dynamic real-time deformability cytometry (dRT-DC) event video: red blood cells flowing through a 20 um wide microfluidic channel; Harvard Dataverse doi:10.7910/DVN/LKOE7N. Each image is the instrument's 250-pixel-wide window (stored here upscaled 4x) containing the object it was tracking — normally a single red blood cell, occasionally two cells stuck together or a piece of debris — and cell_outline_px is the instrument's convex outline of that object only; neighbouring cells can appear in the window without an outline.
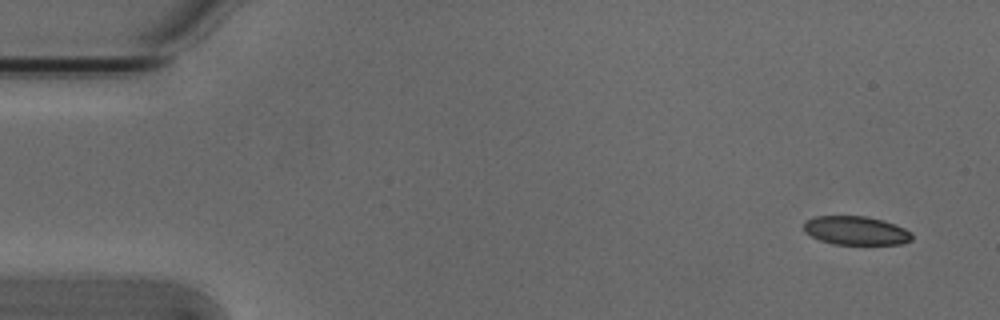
{"species": "Egyptian fruit bat (a non-hibernating species)", "species_latin": "Rousettus aegyptiacus", "temperature_condition": "cold", "stored_images_in_passage": 5, "camera_frame_rate_fps": 3000, "um_per_image_px": 0.085, "animal": {"sex": "male"}, "frame": {"image": 1, "passage_image": 1, "time_ms": 0.0, "image_size_px": [1000, 320], "cell_outline_px": [[912, 240], [900, 244], [832, 244], [820, 240], [804, 232], [804, 224], [808, 220], [816, 216], [868, 216], [884, 220], [896, 224], [912, 232]], "centroid_in_image_um": [72.78, 19.59], "position_along_channel_um": 12.2, "area_um2": 18.15}}
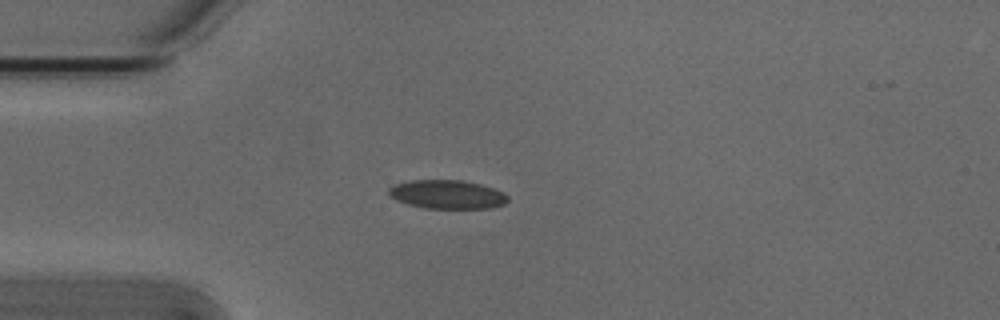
{"frame": {"image": 2, "passage_image": 4, "time_ms": 1.0, "image_size_px": [1000, 320], "cell_outline_px": [[508, 200], [504, 204], [492, 208], [424, 208], [408, 204], [396, 200], [388, 196], [388, 188], [396, 184], [408, 180], [460, 180], [480, 184], [504, 192], [508, 196]], "centroid_in_image_um": [37.99, 16.52], "position_along_channel_um": 47.0, "area_um2": 20.0}}